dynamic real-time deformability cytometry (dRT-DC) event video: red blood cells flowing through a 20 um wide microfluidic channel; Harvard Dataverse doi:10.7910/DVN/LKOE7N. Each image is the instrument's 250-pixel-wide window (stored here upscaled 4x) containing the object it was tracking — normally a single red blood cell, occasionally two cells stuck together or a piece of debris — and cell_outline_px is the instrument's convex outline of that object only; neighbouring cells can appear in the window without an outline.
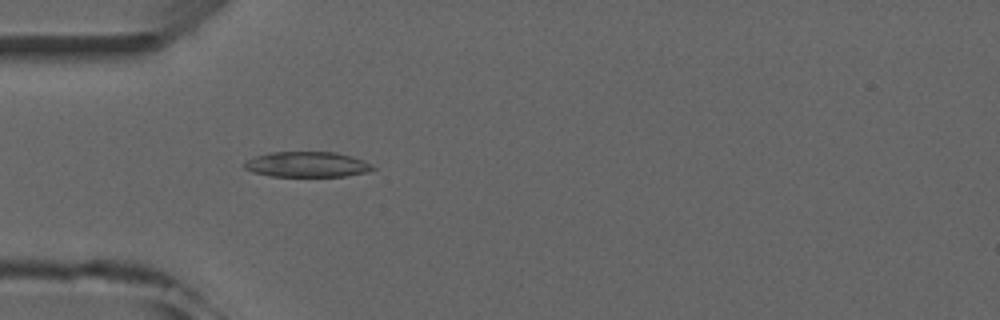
{"species": "common noctule bat (a hibernating species)", "species_latin": "Nyctalus noctula", "temperature_condition": "room temperature", "stored_images_in_passage": 4, "camera_frame_rate_fps": 3000, "um_per_image_px": 0.085, "animal": {"sex": "male", "forearm_length_mm": 52.5}, "frame": {"image": 1, "passage_image": 4, "time_ms": 4.333, "image_size_px": [1000, 320], "cell_outline_px": [[376, 168], [368, 172], [344, 176], [272, 176], [252, 172], [244, 168], [244, 164], [248, 160], [256, 156], [272, 152], [336, 152], [352, 156], [364, 160], [372, 164]], "centroid_in_image_um": [26.14, 13.97], "position_along_channel_um": 58.9, "area_um2": 18.96}}